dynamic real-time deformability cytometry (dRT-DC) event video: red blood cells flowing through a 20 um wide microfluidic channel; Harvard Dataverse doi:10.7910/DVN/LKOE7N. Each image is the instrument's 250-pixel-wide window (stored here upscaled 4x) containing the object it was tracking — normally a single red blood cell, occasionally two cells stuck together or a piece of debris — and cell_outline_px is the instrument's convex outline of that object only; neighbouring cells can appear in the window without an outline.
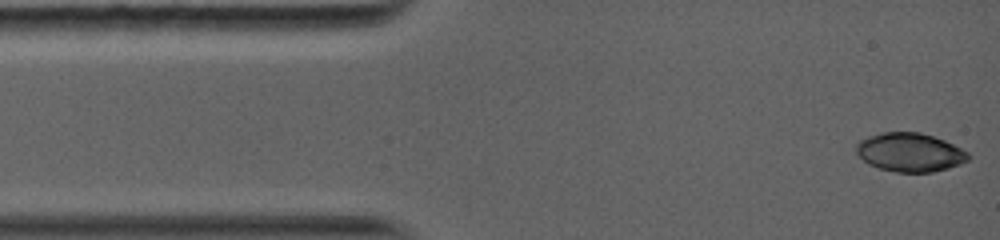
{"species": "common noctule bat (a hibernating species)", "species_latin": "Nyctalus noctula", "temperature_condition": "warm", "stored_images_in_passage": 27, "camera_frame_rate_fps": 5000, "um_per_image_px": 0.085, "animal": {"sex": "female", "body_mass_g": 19.0, "forearm_length_mm": 56.7}, "frame": {"image": 1, "passage_image": 1, "time_ms": 0.0, "image_size_px": [1000, 240], "cell_outline_px": [[972, 156], [968, 160], [960, 164], [948, 168], [932, 172], [896, 172], [880, 168], [868, 164], [856, 152], [856, 144], [860, 140], [868, 136], [880, 132], [920, 132], [944, 140], [968, 152]], "centroid_in_image_um": [77.34, 12.94], "position_along_channel_um": 7.7, "area_um2": 25.26}}
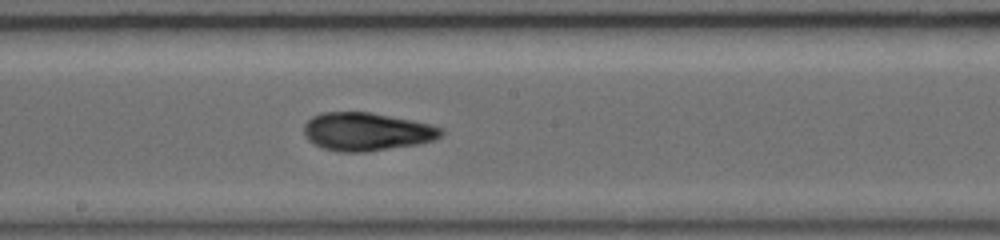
{"frame": {"image": 2, "passage_image": 16, "time_ms": 6.8, "image_size_px": [1000, 240], "cell_outline_px": [[444, 132], [440, 136], [432, 140], [416, 144], [368, 152], [340, 152], [324, 148], [308, 140], [304, 136], [304, 124], [312, 116], [320, 112], [368, 112], [412, 120], [432, 124], [444, 128]], "centroid_in_image_um": [31.16, 11.18], "position_along_channel_um": 217.0, "area_um2": 30.52}}
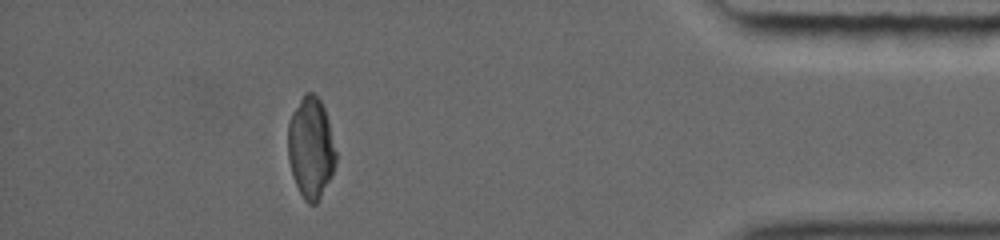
{"frame": {"image": 3, "passage_image": 27, "time_ms": 12.6, "image_size_px": [1000, 240], "cell_outline_px": [[336, 164], [316, 204], [308, 204], [304, 200], [296, 184], [288, 160], [288, 120], [292, 112], [304, 92], [312, 92], [320, 100], [324, 108], [328, 120], [336, 152]], "centroid_in_image_um": [26.4, 12.53], "position_along_channel_um": 408.8, "area_um2": 28.03}, "authors_computed_cell_mechanics": {"area_um2": 29.189, "velocity_mm_per_s": 4.1435, "shape_relaxation_time_tau1_ms": 10.6002, "shape_relaxation_time_tau2_ms": 1.6374, "deformation_change_tau1": 0.3126, "deformation_change_tau2": 0.0772}}